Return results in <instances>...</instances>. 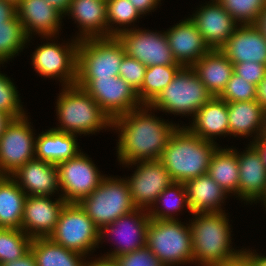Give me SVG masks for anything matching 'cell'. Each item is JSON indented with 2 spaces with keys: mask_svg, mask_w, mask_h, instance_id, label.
Segmentation results:
<instances>
[{
  "mask_svg": "<svg viewBox=\"0 0 266 266\" xmlns=\"http://www.w3.org/2000/svg\"><path fill=\"white\" fill-rule=\"evenodd\" d=\"M125 53L145 66L180 65L175 60L165 32L138 29L133 26L117 36Z\"/></svg>",
  "mask_w": 266,
  "mask_h": 266,
  "instance_id": "cell-14",
  "label": "cell"
},
{
  "mask_svg": "<svg viewBox=\"0 0 266 266\" xmlns=\"http://www.w3.org/2000/svg\"><path fill=\"white\" fill-rule=\"evenodd\" d=\"M212 97L193 69L182 67L149 106L156 112L159 110L173 115H190L193 118Z\"/></svg>",
  "mask_w": 266,
  "mask_h": 266,
  "instance_id": "cell-7",
  "label": "cell"
},
{
  "mask_svg": "<svg viewBox=\"0 0 266 266\" xmlns=\"http://www.w3.org/2000/svg\"><path fill=\"white\" fill-rule=\"evenodd\" d=\"M16 14V6L12 3L0 0V25H4V22L9 21Z\"/></svg>",
  "mask_w": 266,
  "mask_h": 266,
  "instance_id": "cell-45",
  "label": "cell"
},
{
  "mask_svg": "<svg viewBox=\"0 0 266 266\" xmlns=\"http://www.w3.org/2000/svg\"><path fill=\"white\" fill-rule=\"evenodd\" d=\"M261 201V203L264 205V207L266 208V190H265V193L263 194V196L261 197V199L259 200ZM266 211V209H265Z\"/></svg>",
  "mask_w": 266,
  "mask_h": 266,
  "instance_id": "cell-56",
  "label": "cell"
},
{
  "mask_svg": "<svg viewBox=\"0 0 266 266\" xmlns=\"http://www.w3.org/2000/svg\"><path fill=\"white\" fill-rule=\"evenodd\" d=\"M52 7L59 10L64 16L69 10L71 0H46Z\"/></svg>",
  "mask_w": 266,
  "mask_h": 266,
  "instance_id": "cell-49",
  "label": "cell"
},
{
  "mask_svg": "<svg viewBox=\"0 0 266 266\" xmlns=\"http://www.w3.org/2000/svg\"><path fill=\"white\" fill-rule=\"evenodd\" d=\"M77 135L50 128L36 136L35 159L59 164L75 157L81 150Z\"/></svg>",
  "mask_w": 266,
  "mask_h": 266,
  "instance_id": "cell-29",
  "label": "cell"
},
{
  "mask_svg": "<svg viewBox=\"0 0 266 266\" xmlns=\"http://www.w3.org/2000/svg\"><path fill=\"white\" fill-rule=\"evenodd\" d=\"M76 85L83 88L112 121L142 106L137 92L119 76L77 78Z\"/></svg>",
  "mask_w": 266,
  "mask_h": 266,
  "instance_id": "cell-11",
  "label": "cell"
},
{
  "mask_svg": "<svg viewBox=\"0 0 266 266\" xmlns=\"http://www.w3.org/2000/svg\"><path fill=\"white\" fill-rule=\"evenodd\" d=\"M106 4L108 37L117 36L120 32L128 30L132 23L134 25L138 18L143 17L129 0H106Z\"/></svg>",
  "mask_w": 266,
  "mask_h": 266,
  "instance_id": "cell-36",
  "label": "cell"
},
{
  "mask_svg": "<svg viewBox=\"0 0 266 266\" xmlns=\"http://www.w3.org/2000/svg\"><path fill=\"white\" fill-rule=\"evenodd\" d=\"M221 266H256L251 257L243 250L238 256L232 258Z\"/></svg>",
  "mask_w": 266,
  "mask_h": 266,
  "instance_id": "cell-46",
  "label": "cell"
},
{
  "mask_svg": "<svg viewBox=\"0 0 266 266\" xmlns=\"http://www.w3.org/2000/svg\"><path fill=\"white\" fill-rule=\"evenodd\" d=\"M113 260L117 266H165L147 246Z\"/></svg>",
  "mask_w": 266,
  "mask_h": 266,
  "instance_id": "cell-42",
  "label": "cell"
},
{
  "mask_svg": "<svg viewBox=\"0 0 266 266\" xmlns=\"http://www.w3.org/2000/svg\"><path fill=\"white\" fill-rule=\"evenodd\" d=\"M35 129L27 115L14 118L0 136V171L11 175L28 161L35 159Z\"/></svg>",
  "mask_w": 266,
  "mask_h": 266,
  "instance_id": "cell-13",
  "label": "cell"
},
{
  "mask_svg": "<svg viewBox=\"0 0 266 266\" xmlns=\"http://www.w3.org/2000/svg\"><path fill=\"white\" fill-rule=\"evenodd\" d=\"M32 238L21 229L0 228V265L21 258L30 250Z\"/></svg>",
  "mask_w": 266,
  "mask_h": 266,
  "instance_id": "cell-37",
  "label": "cell"
},
{
  "mask_svg": "<svg viewBox=\"0 0 266 266\" xmlns=\"http://www.w3.org/2000/svg\"><path fill=\"white\" fill-rule=\"evenodd\" d=\"M66 15L78 24L80 32L75 39L108 37L106 0H71Z\"/></svg>",
  "mask_w": 266,
  "mask_h": 266,
  "instance_id": "cell-24",
  "label": "cell"
},
{
  "mask_svg": "<svg viewBox=\"0 0 266 266\" xmlns=\"http://www.w3.org/2000/svg\"><path fill=\"white\" fill-rule=\"evenodd\" d=\"M152 110L149 105H142L112 121L111 129L114 128L119 136L117 160L123 166L136 161L159 160L179 126V123H168L155 116Z\"/></svg>",
  "mask_w": 266,
  "mask_h": 266,
  "instance_id": "cell-1",
  "label": "cell"
},
{
  "mask_svg": "<svg viewBox=\"0 0 266 266\" xmlns=\"http://www.w3.org/2000/svg\"><path fill=\"white\" fill-rule=\"evenodd\" d=\"M207 174L227 193L238 195L239 164L233 148L221 146L213 153Z\"/></svg>",
  "mask_w": 266,
  "mask_h": 266,
  "instance_id": "cell-31",
  "label": "cell"
},
{
  "mask_svg": "<svg viewBox=\"0 0 266 266\" xmlns=\"http://www.w3.org/2000/svg\"><path fill=\"white\" fill-rule=\"evenodd\" d=\"M237 152L239 164L238 197L246 204L259 202L266 190V166L263 163L259 149L249 143L246 150Z\"/></svg>",
  "mask_w": 266,
  "mask_h": 266,
  "instance_id": "cell-19",
  "label": "cell"
},
{
  "mask_svg": "<svg viewBox=\"0 0 266 266\" xmlns=\"http://www.w3.org/2000/svg\"><path fill=\"white\" fill-rule=\"evenodd\" d=\"M239 25H254L266 0H217Z\"/></svg>",
  "mask_w": 266,
  "mask_h": 266,
  "instance_id": "cell-38",
  "label": "cell"
},
{
  "mask_svg": "<svg viewBox=\"0 0 266 266\" xmlns=\"http://www.w3.org/2000/svg\"><path fill=\"white\" fill-rule=\"evenodd\" d=\"M56 166L62 193L59 196L67 203H79L89 196L105 176L83 151Z\"/></svg>",
  "mask_w": 266,
  "mask_h": 266,
  "instance_id": "cell-12",
  "label": "cell"
},
{
  "mask_svg": "<svg viewBox=\"0 0 266 266\" xmlns=\"http://www.w3.org/2000/svg\"><path fill=\"white\" fill-rule=\"evenodd\" d=\"M220 51L233 63L266 65V39L254 25H239Z\"/></svg>",
  "mask_w": 266,
  "mask_h": 266,
  "instance_id": "cell-23",
  "label": "cell"
},
{
  "mask_svg": "<svg viewBox=\"0 0 266 266\" xmlns=\"http://www.w3.org/2000/svg\"><path fill=\"white\" fill-rule=\"evenodd\" d=\"M18 93L17 87L7 74L0 73V111L10 114L13 118L27 114Z\"/></svg>",
  "mask_w": 266,
  "mask_h": 266,
  "instance_id": "cell-39",
  "label": "cell"
},
{
  "mask_svg": "<svg viewBox=\"0 0 266 266\" xmlns=\"http://www.w3.org/2000/svg\"><path fill=\"white\" fill-rule=\"evenodd\" d=\"M150 220L147 210L136 209L104 226L99 233L100 243L105 242L104 239L111 235L118 237L119 241L116 239V248L114 246V250L111 249V252L101 257L113 260L115 257L145 247Z\"/></svg>",
  "mask_w": 266,
  "mask_h": 266,
  "instance_id": "cell-16",
  "label": "cell"
},
{
  "mask_svg": "<svg viewBox=\"0 0 266 266\" xmlns=\"http://www.w3.org/2000/svg\"><path fill=\"white\" fill-rule=\"evenodd\" d=\"M85 266H117V264L114 262V260L98 257L92 260H87L85 263Z\"/></svg>",
  "mask_w": 266,
  "mask_h": 266,
  "instance_id": "cell-50",
  "label": "cell"
},
{
  "mask_svg": "<svg viewBox=\"0 0 266 266\" xmlns=\"http://www.w3.org/2000/svg\"><path fill=\"white\" fill-rule=\"evenodd\" d=\"M14 118L10 114L0 111V136Z\"/></svg>",
  "mask_w": 266,
  "mask_h": 266,
  "instance_id": "cell-54",
  "label": "cell"
},
{
  "mask_svg": "<svg viewBox=\"0 0 266 266\" xmlns=\"http://www.w3.org/2000/svg\"><path fill=\"white\" fill-rule=\"evenodd\" d=\"M27 196L59 194V177L55 164L33 159L10 175Z\"/></svg>",
  "mask_w": 266,
  "mask_h": 266,
  "instance_id": "cell-22",
  "label": "cell"
},
{
  "mask_svg": "<svg viewBox=\"0 0 266 266\" xmlns=\"http://www.w3.org/2000/svg\"><path fill=\"white\" fill-rule=\"evenodd\" d=\"M30 40L16 14L0 25V65L18 56Z\"/></svg>",
  "mask_w": 266,
  "mask_h": 266,
  "instance_id": "cell-35",
  "label": "cell"
},
{
  "mask_svg": "<svg viewBox=\"0 0 266 266\" xmlns=\"http://www.w3.org/2000/svg\"><path fill=\"white\" fill-rule=\"evenodd\" d=\"M182 65H154L146 69L137 96L142 105H149L174 79Z\"/></svg>",
  "mask_w": 266,
  "mask_h": 266,
  "instance_id": "cell-34",
  "label": "cell"
},
{
  "mask_svg": "<svg viewBox=\"0 0 266 266\" xmlns=\"http://www.w3.org/2000/svg\"><path fill=\"white\" fill-rule=\"evenodd\" d=\"M16 15L28 38L33 34L41 37L59 36L64 15L46 0H21Z\"/></svg>",
  "mask_w": 266,
  "mask_h": 266,
  "instance_id": "cell-20",
  "label": "cell"
},
{
  "mask_svg": "<svg viewBox=\"0 0 266 266\" xmlns=\"http://www.w3.org/2000/svg\"><path fill=\"white\" fill-rule=\"evenodd\" d=\"M67 202L59 196H27L21 230L29 237H49L55 229L61 210Z\"/></svg>",
  "mask_w": 266,
  "mask_h": 266,
  "instance_id": "cell-18",
  "label": "cell"
},
{
  "mask_svg": "<svg viewBox=\"0 0 266 266\" xmlns=\"http://www.w3.org/2000/svg\"><path fill=\"white\" fill-rule=\"evenodd\" d=\"M186 127L193 134L207 141L216 142L214 138L217 139V136H228L227 102L219 97H212L196 112L190 126Z\"/></svg>",
  "mask_w": 266,
  "mask_h": 266,
  "instance_id": "cell-25",
  "label": "cell"
},
{
  "mask_svg": "<svg viewBox=\"0 0 266 266\" xmlns=\"http://www.w3.org/2000/svg\"><path fill=\"white\" fill-rule=\"evenodd\" d=\"M191 68L213 97L222 94L234 73L233 63L220 50H210Z\"/></svg>",
  "mask_w": 266,
  "mask_h": 266,
  "instance_id": "cell-27",
  "label": "cell"
},
{
  "mask_svg": "<svg viewBox=\"0 0 266 266\" xmlns=\"http://www.w3.org/2000/svg\"><path fill=\"white\" fill-rule=\"evenodd\" d=\"M164 32L175 60L183 67H191L210 51L202 34L189 17Z\"/></svg>",
  "mask_w": 266,
  "mask_h": 266,
  "instance_id": "cell-21",
  "label": "cell"
},
{
  "mask_svg": "<svg viewBox=\"0 0 266 266\" xmlns=\"http://www.w3.org/2000/svg\"><path fill=\"white\" fill-rule=\"evenodd\" d=\"M4 266H37V264L32 251L29 250L21 258L10 261L4 264Z\"/></svg>",
  "mask_w": 266,
  "mask_h": 266,
  "instance_id": "cell-47",
  "label": "cell"
},
{
  "mask_svg": "<svg viewBox=\"0 0 266 266\" xmlns=\"http://www.w3.org/2000/svg\"><path fill=\"white\" fill-rule=\"evenodd\" d=\"M99 233L79 203H66L49 238L66 249L89 256L99 248Z\"/></svg>",
  "mask_w": 266,
  "mask_h": 266,
  "instance_id": "cell-9",
  "label": "cell"
},
{
  "mask_svg": "<svg viewBox=\"0 0 266 266\" xmlns=\"http://www.w3.org/2000/svg\"><path fill=\"white\" fill-rule=\"evenodd\" d=\"M45 38L47 43L38 46L32 52V65L34 70L44 78L59 80L61 86H71L76 84L77 80V48L79 40L73 38L71 42L57 43L55 37ZM54 40H53V39ZM51 40V43L48 42ZM54 41V42H53ZM56 42V43H55Z\"/></svg>",
  "mask_w": 266,
  "mask_h": 266,
  "instance_id": "cell-10",
  "label": "cell"
},
{
  "mask_svg": "<svg viewBox=\"0 0 266 266\" xmlns=\"http://www.w3.org/2000/svg\"><path fill=\"white\" fill-rule=\"evenodd\" d=\"M260 151L263 163L266 166V138L260 137L255 142H252Z\"/></svg>",
  "mask_w": 266,
  "mask_h": 266,
  "instance_id": "cell-53",
  "label": "cell"
},
{
  "mask_svg": "<svg viewBox=\"0 0 266 266\" xmlns=\"http://www.w3.org/2000/svg\"><path fill=\"white\" fill-rule=\"evenodd\" d=\"M199 6L201 7L189 18L202 34L210 50H220L239 24L217 0H210Z\"/></svg>",
  "mask_w": 266,
  "mask_h": 266,
  "instance_id": "cell-17",
  "label": "cell"
},
{
  "mask_svg": "<svg viewBox=\"0 0 266 266\" xmlns=\"http://www.w3.org/2000/svg\"><path fill=\"white\" fill-rule=\"evenodd\" d=\"M5 1L12 3L14 6H17L21 0H5Z\"/></svg>",
  "mask_w": 266,
  "mask_h": 266,
  "instance_id": "cell-57",
  "label": "cell"
},
{
  "mask_svg": "<svg viewBox=\"0 0 266 266\" xmlns=\"http://www.w3.org/2000/svg\"><path fill=\"white\" fill-rule=\"evenodd\" d=\"M190 213L223 212L227 194L207 173L184 183Z\"/></svg>",
  "mask_w": 266,
  "mask_h": 266,
  "instance_id": "cell-28",
  "label": "cell"
},
{
  "mask_svg": "<svg viewBox=\"0 0 266 266\" xmlns=\"http://www.w3.org/2000/svg\"><path fill=\"white\" fill-rule=\"evenodd\" d=\"M262 137L266 138V110H264V129H263Z\"/></svg>",
  "mask_w": 266,
  "mask_h": 266,
  "instance_id": "cell-55",
  "label": "cell"
},
{
  "mask_svg": "<svg viewBox=\"0 0 266 266\" xmlns=\"http://www.w3.org/2000/svg\"><path fill=\"white\" fill-rule=\"evenodd\" d=\"M257 97V86L247 82L244 77L233 73L220 99L226 102L252 101Z\"/></svg>",
  "mask_w": 266,
  "mask_h": 266,
  "instance_id": "cell-40",
  "label": "cell"
},
{
  "mask_svg": "<svg viewBox=\"0 0 266 266\" xmlns=\"http://www.w3.org/2000/svg\"><path fill=\"white\" fill-rule=\"evenodd\" d=\"M226 212L194 213L189 220L192 232L193 264L221 266L238 256L244 248L234 249L231 225Z\"/></svg>",
  "mask_w": 266,
  "mask_h": 266,
  "instance_id": "cell-2",
  "label": "cell"
},
{
  "mask_svg": "<svg viewBox=\"0 0 266 266\" xmlns=\"http://www.w3.org/2000/svg\"><path fill=\"white\" fill-rule=\"evenodd\" d=\"M132 2L134 7L138 9V11L146 16L145 14H149V12H153L158 8L159 3L161 0H129ZM155 9V10H154Z\"/></svg>",
  "mask_w": 266,
  "mask_h": 266,
  "instance_id": "cell-44",
  "label": "cell"
},
{
  "mask_svg": "<svg viewBox=\"0 0 266 266\" xmlns=\"http://www.w3.org/2000/svg\"><path fill=\"white\" fill-rule=\"evenodd\" d=\"M256 99L261 104L262 108L266 110V76L257 85V97Z\"/></svg>",
  "mask_w": 266,
  "mask_h": 266,
  "instance_id": "cell-48",
  "label": "cell"
},
{
  "mask_svg": "<svg viewBox=\"0 0 266 266\" xmlns=\"http://www.w3.org/2000/svg\"><path fill=\"white\" fill-rule=\"evenodd\" d=\"M218 145L193 134L186 125H179L171 135L159 161L174 182L185 183L208 172L211 157Z\"/></svg>",
  "mask_w": 266,
  "mask_h": 266,
  "instance_id": "cell-3",
  "label": "cell"
},
{
  "mask_svg": "<svg viewBox=\"0 0 266 266\" xmlns=\"http://www.w3.org/2000/svg\"><path fill=\"white\" fill-rule=\"evenodd\" d=\"M159 204L162 208L158 206ZM184 207L189 213L190 208L185 185L184 183L173 182L158 196L156 202L148 211V214L151 219L178 220V218H175L178 215L177 212L182 211Z\"/></svg>",
  "mask_w": 266,
  "mask_h": 266,
  "instance_id": "cell-33",
  "label": "cell"
},
{
  "mask_svg": "<svg viewBox=\"0 0 266 266\" xmlns=\"http://www.w3.org/2000/svg\"><path fill=\"white\" fill-rule=\"evenodd\" d=\"M137 167L127 177L133 203L137 209L149 211L163 190L174 181L159 160L136 161L125 166Z\"/></svg>",
  "mask_w": 266,
  "mask_h": 266,
  "instance_id": "cell-15",
  "label": "cell"
},
{
  "mask_svg": "<svg viewBox=\"0 0 266 266\" xmlns=\"http://www.w3.org/2000/svg\"><path fill=\"white\" fill-rule=\"evenodd\" d=\"M59 93L55 110L60 126L53 129L81 136L112 128V120L83 88L62 86Z\"/></svg>",
  "mask_w": 266,
  "mask_h": 266,
  "instance_id": "cell-4",
  "label": "cell"
},
{
  "mask_svg": "<svg viewBox=\"0 0 266 266\" xmlns=\"http://www.w3.org/2000/svg\"><path fill=\"white\" fill-rule=\"evenodd\" d=\"M5 175L0 171V181L2 180V178L4 177Z\"/></svg>",
  "mask_w": 266,
  "mask_h": 266,
  "instance_id": "cell-58",
  "label": "cell"
},
{
  "mask_svg": "<svg viewBox=\"0 0 266 266\" xmlns=\"http://www.w3.org/2000/svg\"><path fill=\"white\" fill-rule=\"evenodd\" d=\"M147 66L125 54L119 66V77L123 78L136 92L141 89Z\"/></svg>",
  "mask_w": 266,
  "mask_h": 266,
  "instance_id": "cell-41",
  "label": "cell"
},
{
  "mask_svg": "<svg viewBox=\"0 0 266 266\" xmlns=\"http://www.w3.org/2000/svg\"><path fill=\"white\" fill-rule=\"evenodd\" d=\"M262 33L266 39V6L265 9L258 15V18L254 24Z\"/></svg>",
  "mask_w": 266,
  "mask_h": 266,
  "instance_id": "cell-52",
  "label": "cell"
},
{
  "mask_svg": "<svg viewBox=\"0 0 266 266\" xmlns=\"http://www.w3.org/2000/svg\"><path fill=\"white\" fill-rule=\"evenodd\" d=\"M234 73L240 77H244L247 82L258 85L266 76V65L256 62H242L233 64Z\"/></svg>",
  "mask_w": 266,
  "mask_h": 266,
  "instance_id": "cell-43",
  "label": "cell"
},
{
  "mask_svg": "<svg viewBox=\"0 0 266 266\" xmlns=\"http://www.w3.org/2000/svg\"><path fill=\"white\" fill-rule=\"evenodd\" d=\"M227 108L230 137H253L254 135L253 141H250V143L262 137L264 109L257 99L252 101L227 102Z\"/></svg>",
  "mask_w": 266,
  "mask_h": 266,
  "instance_id": "cell-26",
  "label": "cell"
},
{
  "mask_svg": "<svg viewBox=\"0 0 266 266\" xmlns=\"http://www.w3.org/2000/svg\"><path fill=\"white\" fill-rule=\"evenodd\" d=\"M185 224L179 220H150L146 246L165 266L193 264L192 232Z\"/></svg>",
  "mask_w": 266,
  "mask_h": 266,
  "instance_id": "cell-6",
  "label": "cell"
},
{
  "mask_svg": "<svg viewBox=\"0 0 266 266\" xmlns=\"http://www.w3.org/2000/svg\"><path fill=\"white\" fill-rule=\"evenodd\" d=\"M79 205L99 230L137 209L126 178L112 176H104L99 186Z\"/></svg>",
  "mask_w": 266,
  "mask_h": 266,
  "instance_id": "cell-5",
  "label": "cell"
},
{
  "mask_svg": "<svg viewBox=\"0 0 266 266\" xmlns=\"http://www.w3.org/2000/svg\"><path fill=\"white\" fill-rule=\"evenodd\" d=\"M27 195L9 175L0 181V228L21 229Z\"/></svg>",
  "mask_w": 266,
  "mask_h": 266,
  "instance_id": "cell-30",
  "label": "cell"
},
{
  "mask_svg": "<svg viewBox=\"0 0 266 266\" xmlns=\"http://www.w3.org/2000/svg\"><path fill=\"white\" fill-rule=\"evenodd\" d=\"M37 266H85L86 257L66 249L49 237L33 238L30 245Z\"/></svg>",
  "mask_w": 266,
  "mask_h": 266,
  "instance_id": "cell-32",
  "label": "cell"
},
{
  "mask_svg": "<svg viewBox=\"0 0 266 266\" xmlns=\"http://www.w3.org/2000/svg\"><path fill=\"white\" fill-rule=\"evenodd\" d=\"M125 50L116 36L80 40L77 48V78L119 76Z\"/></svg>",
  "mask_w": 266,
  "mask_h": 266,
  "instance_id": "cell-8",
  "label": "cell"
},
{
  "mask_svg": "<svg viewBox=\"0 0 266 266\" xmlns=\"http://www.w3.org/2000/svg\"><path fill=\"white\" fill-rule=\"evenodd\" d=\"M243 250L251 257L256 266H266V256L256 253V250L251 251L246 248Z\"/></svg>",
  "mask_w": 266,
  "mask_h": 266,
  "instance_id": "cell-51",
  "label": "cell"
}]
</instances>
